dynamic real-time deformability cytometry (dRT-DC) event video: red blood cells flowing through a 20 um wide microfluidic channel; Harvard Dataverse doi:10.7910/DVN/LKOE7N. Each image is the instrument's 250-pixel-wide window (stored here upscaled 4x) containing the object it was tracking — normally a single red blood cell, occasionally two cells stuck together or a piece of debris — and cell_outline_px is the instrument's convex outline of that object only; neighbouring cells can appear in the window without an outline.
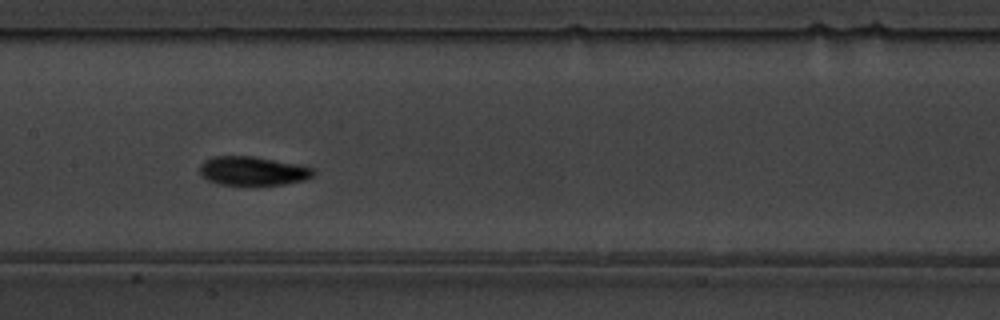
{"species": "common noctule bat (a hibernating species)", "species_latin": "Nyctalus noctula", "temperature_condition": "warm", "stored_images_in_passage": 13, "camera_frame_rate_fps": 3000, "um_per_image_px": 0.085, "animal": {"sex": "male", "body_mass_g": 19.5, "forearm_length_mm": 54.6}, "frame": {"image": 1, "passage_image": 6, "time_ms": 6.333, "image_size_px": [1000, 320], "cell_outline_px": [[316, 172], [312, 176], [304, 180], [284, 184], [248, 188], [220, 184], [208, 180], [200, 172], [200, 164], [204, 160], [212, 156], [256, 156], [300, 164], [316, 168]], "centroid_in_image_um": [21.52, 14.56], "position_along_channel_um": 185.9, "area_um2": 20.11}}
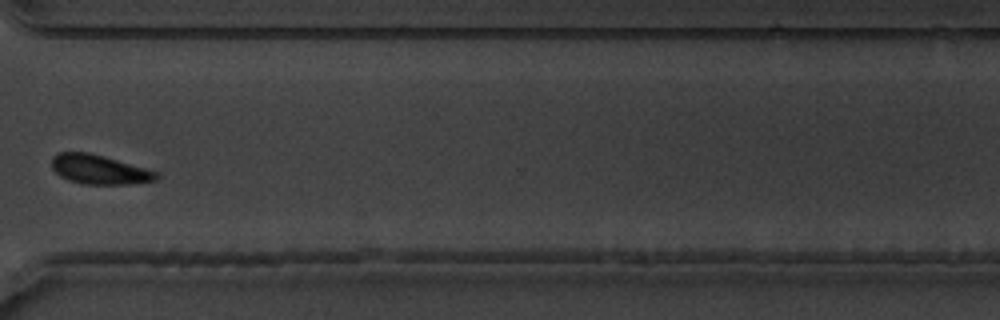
{"frame": {"image": 2, "passage_image": 10, "time_ms": 11.0, "image_size_px": [1000, 320], "cell_outline_px": [[160, 176], [156, 180], [128, 184], [84, 184], [68, 180], [60, 176], [52, 168], [52, 156], [56, 152], [88, 152], [104, 156], [160, 172]], "centroid_in_image_um": [8.44, 14.4], "position_along_channel_um": 362.2, "area_um2": 17.98}}
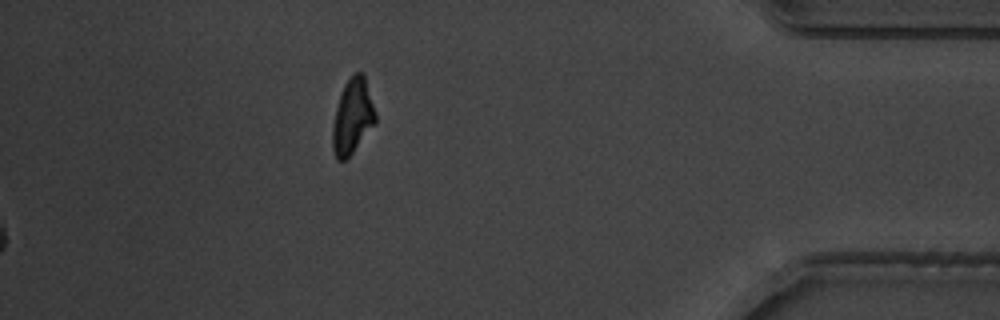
{"frame": {"image": 3, "passage_image": 13, "time_ms": 15.667, "image_size_px": [1000, 320], "cell_outline_px": [[376, 120], [352, 152], [344, 160], [336, 160], [332, 148], [332, 124], [340, 92], [344, 84], [352, 72], [364, 72], [376, 112]], "centroid_in_image_um": [29.94, 9.83], "position_along_channel_um": 405.3, "area_um2": 18.79}, "authors_computed_cell_mechanics": {"area_um2": 18.6116, "velocity_mm_per_s": 3.762, "shape_relaxation_time_tau1_ms": 1.5148, "shape_relaxation_time_tau2_ms": 3.873, "deformation_change_tau1": 0.0704, "deformation_change_tau2": 0.0726}}